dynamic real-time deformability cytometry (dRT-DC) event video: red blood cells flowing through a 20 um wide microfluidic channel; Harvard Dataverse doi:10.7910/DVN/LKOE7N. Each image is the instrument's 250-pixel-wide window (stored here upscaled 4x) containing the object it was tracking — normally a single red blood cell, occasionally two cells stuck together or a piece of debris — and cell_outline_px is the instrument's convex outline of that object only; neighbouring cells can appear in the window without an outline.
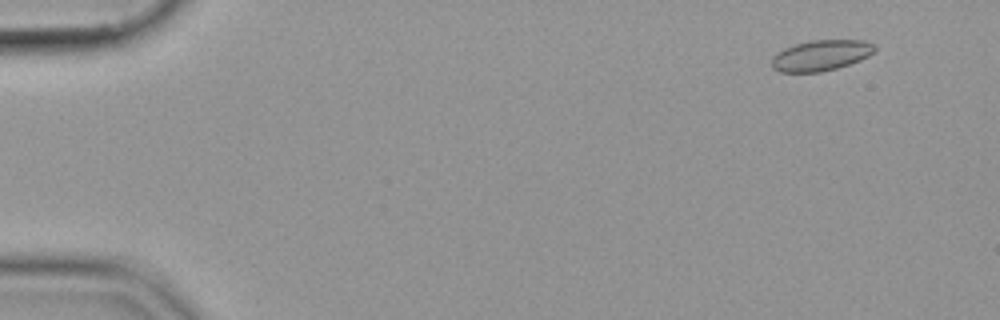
{"species": "common noctule bat (a hibernating species)", "species_latin": "Nyctalus noctula", "temperature_condition": "cold", "stored_images_in_passage": 56, "camera_frame_rate_fps": 3000, "um_per_image_px": 0.085, "animal": {"sex": "female", "body_mass_g": 19.9}, "frame": {"image": 1, "passage_image": 5, "time_ms": 1.333, "image_size_px": [1000, 320], "cell_outline_px": [[876, 48], [868, 56], [860, 60], [836, 68], [820, 72], [780, 72], [772, 68], [772, 56], [784, 48], [796, 44], [812, 40], [864, 40], [872, 44]], "centroid_in_image_um": [69.75, 4.71], "position_along_channel_um": 15.3, "area_um2": 18.26}}
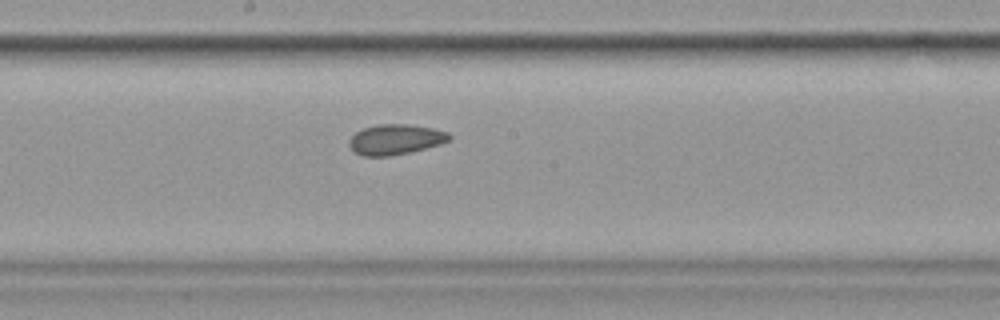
{"frame": {"image": 2, "passage_image": 31, "time_ms": 10.0, "image_size_px": [1000, 320], "cell_outline_px": [[452, 140], [440, 144], [408, 152], [388, 156], [364, 156], [356, 152], [348, 144], [348, 140], [356, 132], [364, 128], [380, 124], [408, 124], [432, 128], [448, 132], [452, 136]], "centroid_in_image_um": [33.64, 11.84], "position_along_channel_um": 214.6, "area_um2": 17.51}}
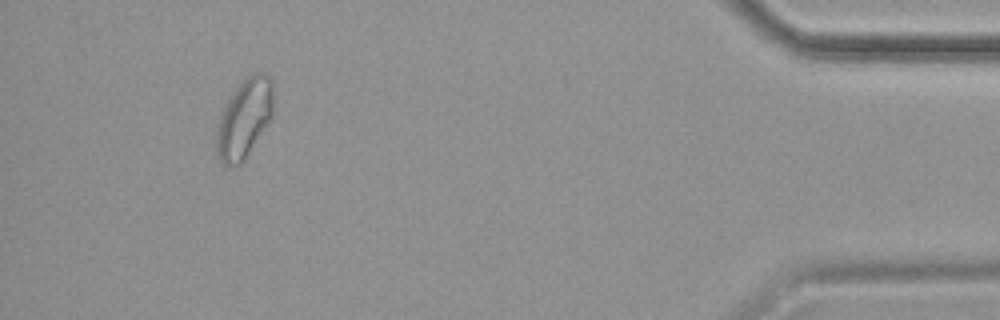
{"frame": {"image": 3, "passage_image": 52, "time_ms": 17.0, "image_size_px": [1000, 320], "cell_outline_px": [[272, 116], [244, 160], [240, 164], [228, 168], [220, 160], [216, 152], [216, 132], [220, 116], [224, 104], [240, 80], [252, 72], [264, 72], [272, 80]], "centroid_in_image_um": [20.74, 10.04], "position_along_channel_um": 414.5, "area_um2": 26.36}}